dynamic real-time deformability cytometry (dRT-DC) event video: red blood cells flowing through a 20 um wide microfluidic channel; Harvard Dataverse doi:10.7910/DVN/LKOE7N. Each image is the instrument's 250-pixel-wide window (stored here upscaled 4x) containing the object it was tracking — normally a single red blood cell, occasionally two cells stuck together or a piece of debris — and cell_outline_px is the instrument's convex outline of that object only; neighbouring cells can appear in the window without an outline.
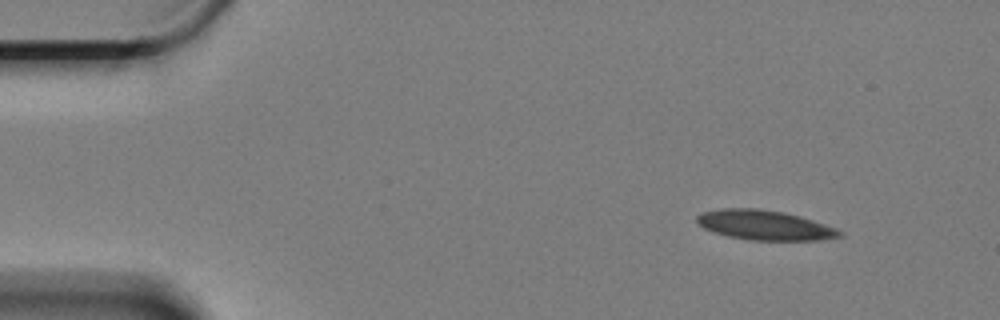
{"species": "Egyptian fruit bat (a non-hibernating species)", "species_latin": "Rousettus aegyptiacus", "temperature_condition": "cold", "stored_images_in_passage": 54, "camera_frame_rate_fps": 3000, "um_per_image_px": 0.085, "animal": {"sex": "female"}, "frame": {"image": 1, "passage_image": 1, "time_ms": 0.0, "image_size_px": [1000, 320], "cell_outline_px": [[844, 236], [816, 240], [748, 240], [728, 236], [704, 228], [696, 220], [696, 216], [704, 212], [720, 208], [756, 208], [780, 212], [800, 216], [836, 228], [844, 232]], "centroid_in_image_um": [65.01, 19.14], "position_along_channel_um": 20.0, "area_um2": 24.51}}
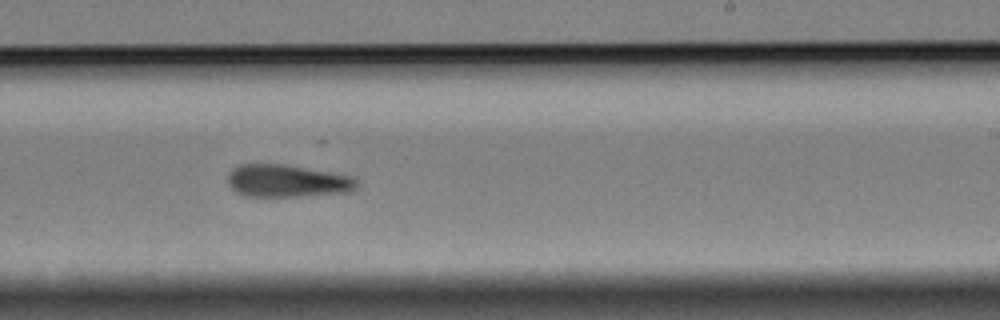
{"frame": {"image": 2, "passage_image": 31, "time_ms": 10.0, "image_size_px": [1000, 320], "cell_outline_px": [[356, 188], [348, 192], [300, 196], [244, 196], [236, 192], [228, 184], [228, 176], [232, 168], [240, 164], [284, 164], [352, 176], [356, 180]], "centroid_in_image_um": [24.37, 15.38], "position_along_channel_um": 264.6, "area_um2": 24.28}}
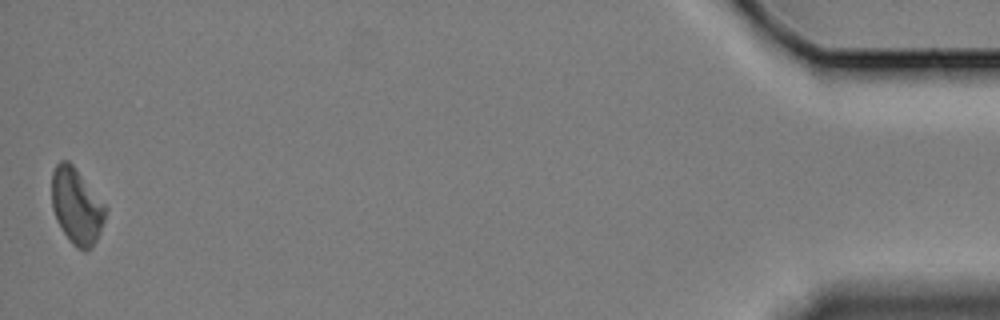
{"frame": {"image": 3, "passage_image": 54, "time_ms": 17.667, "image_size_px": [1000, 320], "cell_outline_px": [[108, 208], [104, 220], [96, 240], [92, 248], [88, 252], [84, 252], [76, 248], [72, 244], [56, 220], [52, 208], [52, 172], [56, 164], [60, 160], [68, 160], [72, 164]], "centroid_in_image_um": [6.51, 17.54], "position_along_channel_um": 428.7, "area_um2": 23.76}, "authors_computed_cell_mechanics": {"area_um2": 24.9118, "velocity_mm_per_s": 3.2967, "shape_relaxation_time_tau1_ms": 6.4595, "shape_relaxation_time_tau2_ms": null, "deformation_change_tau1": 0.1185, "deformation_change_tau2": null}}